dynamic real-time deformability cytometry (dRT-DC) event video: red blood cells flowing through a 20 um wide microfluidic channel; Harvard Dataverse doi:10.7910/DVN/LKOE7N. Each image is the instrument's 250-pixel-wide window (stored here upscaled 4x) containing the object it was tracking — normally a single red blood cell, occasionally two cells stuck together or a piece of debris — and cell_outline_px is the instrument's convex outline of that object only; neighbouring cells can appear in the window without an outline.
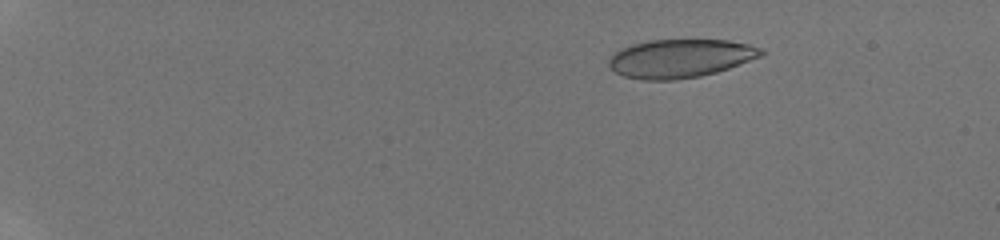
{"species": "human", "species_latin": "Homo sapiens", "temperature_condition": "room temperature", "stored_images_in_passage": 14, "camera_frame_rate_fps": 3000, "um_per_image_px": 0.085, "donor": {"sex": "male"}, "frame": {"image": 1, "passage_image": 5, "time_ms": 3.0, "image_size_px": [1000, 240], "cell_outline_px": [[768, 52], [760, 56], [728, 68], [716, 72], [700, 76], [676, 80], [644, 80], [624, 76], [616, 72], [608, 64], [608, 60], [612, 52], [620, 48], [632, 44], [652, 40], [728, 40], [748, 44], [764, 48]], "centroid_in_image_um": [57.81, 4.96], "position_along_channel_um": 27.2, "area_um2": 34.22}}
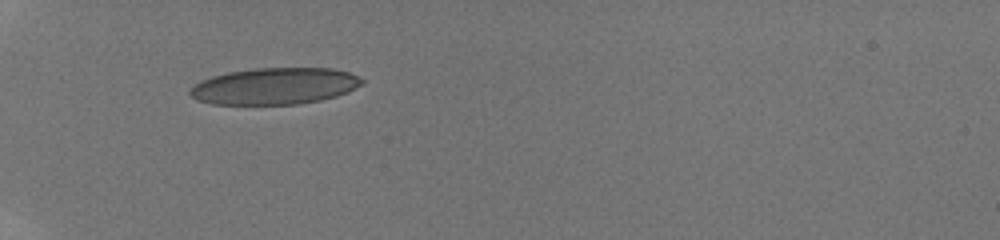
{"frame": {"image": 2, "passage_image": 10, "time_ms": 6.667, "image_size_px": [1000, 240], "cell_outline_px": [[364, 84], [348, 92], [336, 96], [320, 100], [300, 104], [212, 104], [196, 100], [188, 92], [200, 80], [212, 76], [228, 72], [256, 68], [332, 68], [348, 72], [360, 76], [364, 80]], "centroid_in_image_um": [23.38, 7.32], "position_along_channel_um": 61.6, "area_um2": 36.82}}
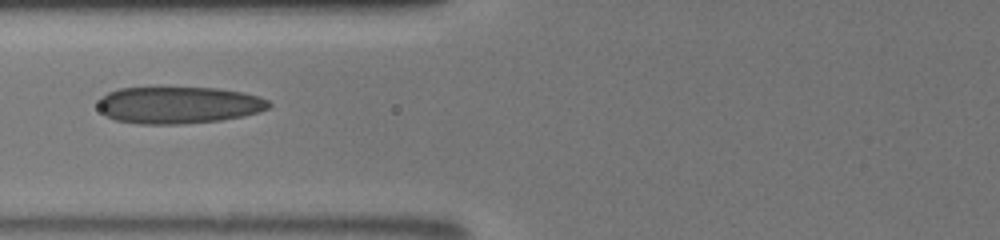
{"frame": {"image": 3, "passage_image": 13, "time_ms": 8.333, "image_size_px": [1000, 240], "cell_outline_px": [[272, 104], [268, 108], [260, 112], [244, 116], [220, 120], [184, 124], [136, 124], [116, 120], [104, 116], [100, 112], [100, 96], [108, 92], [120, 88], [216, 88], [244, 92], [268, 100]], "centroid_in_image_um": [15.18, 8.94], "position_along_channel_um": 110.6, "area_um2": 36.88}}